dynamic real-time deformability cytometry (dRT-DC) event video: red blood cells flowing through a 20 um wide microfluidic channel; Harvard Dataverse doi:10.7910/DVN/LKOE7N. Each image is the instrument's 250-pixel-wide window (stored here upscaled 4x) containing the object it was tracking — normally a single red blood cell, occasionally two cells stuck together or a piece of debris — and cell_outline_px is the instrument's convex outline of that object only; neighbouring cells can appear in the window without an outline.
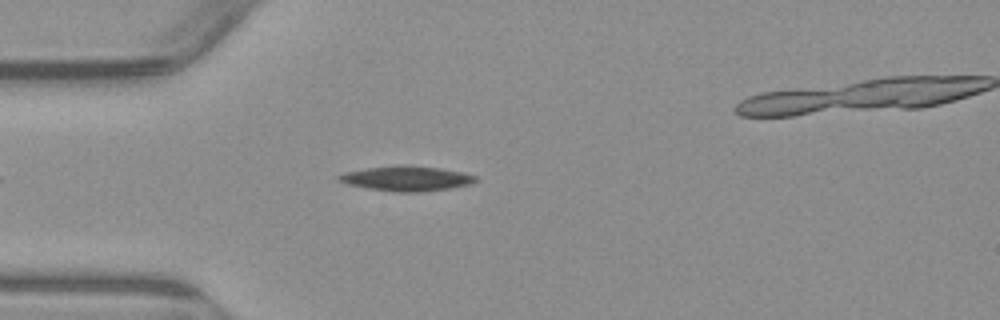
{"species": "common noctule bat (a hibernating species)", "species_latin": "Nyctalus noctula", "temperature_condition": "warm", "stored_images_in_passage": 3, "camera_frame_rate_fps": 3000, "um_per_image_px": 0.085, "animal": {"sex": "male", "body_mass_g": 23.1, "forearm_length_mm": 52.7}, "frame": {"image": 1, "passage_image": 2, "time_ms": 1.333, "image_size_px": [1000, 320], "cell_outline_px": [[480, 180], [472, 184], [452, 188], [420, 192], [396, 192], [368, 188], [348, 184], [336, 180], [336, 176], [344, 172], [368, 168], [440, 168], [464, 172], [476, 176]], "centroid_in_image_um": [34.61, 15.22], "position_along_channel_um": 50.4, "area_um2": 19.07}}